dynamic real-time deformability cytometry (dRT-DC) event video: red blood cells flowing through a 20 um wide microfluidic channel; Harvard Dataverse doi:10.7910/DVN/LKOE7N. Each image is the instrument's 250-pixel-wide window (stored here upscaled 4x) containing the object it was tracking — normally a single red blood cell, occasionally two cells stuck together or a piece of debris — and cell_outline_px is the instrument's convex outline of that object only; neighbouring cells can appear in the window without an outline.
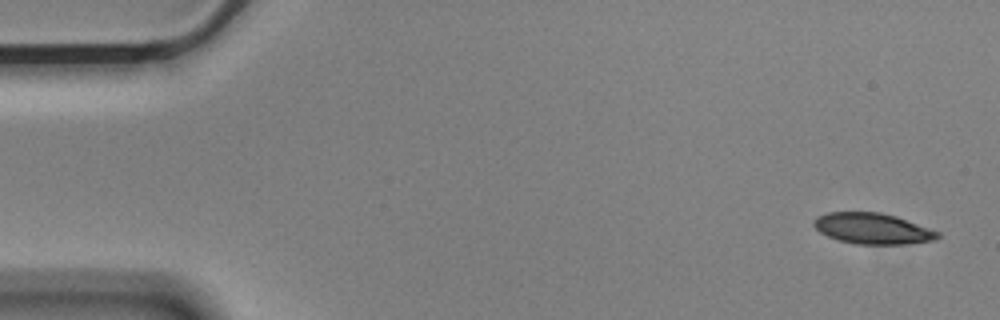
{"species": "Egyptian fruit bat (a non-hibernating species)", "species_latin": "Rousettus aegyptiacus", "temperature_condition": "cold", "stored_images_in_passage": 54, "camera_frame_rate_fps": 3000, "um_per_image_px": 0.085, "animal": {"sex": "male"}, "frame": {"image": 1, "passage_image": 1, "time_ms": 0.0, "image_size_px": [1000, 320], "cell_outline_px": [[940, 236], [936, 240], [900, 244], [856, 244], [840, 240], [828, 236], [820, 232], [812, 224], [816, 216], [828, 212], [880, 212], [896, 216], [940, 232]], "centroid_in_image_um": [74.16, 19.42], "position_along_channel_um": 10.8, "area_um2": 22.2}}
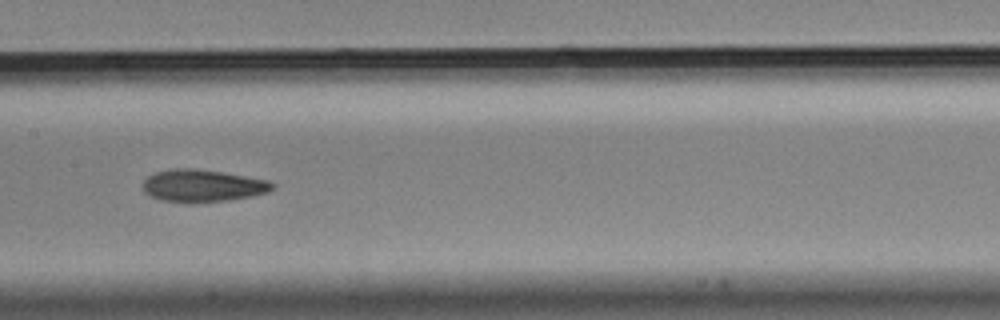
{"frame": {"image": 2, "passage_image": 26, "time_ms": 8.333, "image_size_px": [1000, 320], "cell_outline_px": [[276, 184], [268, 192], [252, 196], [228, 200], [160, 200], [144, 192], [144, 180], [148, 176], [156, 172], [176, 168], [192, 168], [220, 172], [268, 180]], "centroid_in_image_um": [17.25, 15.75], "position_along_channel_um": 190.2, "area_um2": 23.41}}
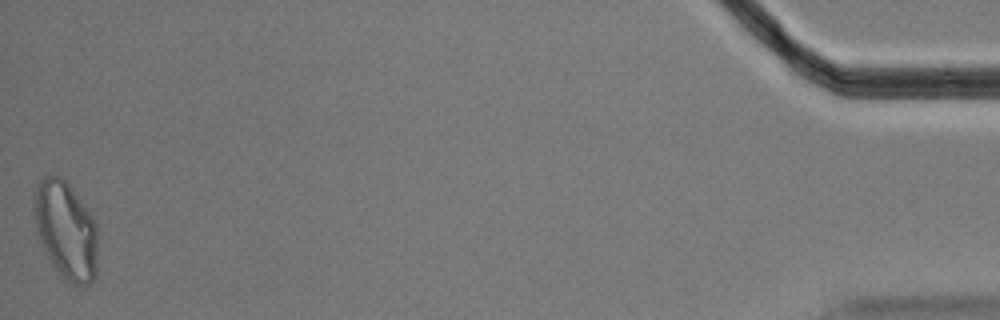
{"frame": {"image": 3, "passage_image": 54, "time_ms": 17.667, "image_size_px": [1000, 320], "cell_outline_px": [[96, 276], [88, 284], [72, 284], [52, 264], [36, 232], [32, 208], [32, 204], [36, 188], [40, 180], [44, 176], [60, 176], [72, 188], [96, 220]], "centroid_in_image_um": [5.58, 19.52], "position_along_channel_um": 429.6, "area_um2": 36.01}, "authors_computed_cell_mechanics": {"area_um2": 24.2471, "velocity_mm_per_s": 3.5855, "shape_relaxation_time_tau1_ms": 6.9495, "shape_relaxation_time_tau2_ms": 2.1068, "deformation_change_tau1": 0.1783, "deformation_change_tau2": 0.081}}